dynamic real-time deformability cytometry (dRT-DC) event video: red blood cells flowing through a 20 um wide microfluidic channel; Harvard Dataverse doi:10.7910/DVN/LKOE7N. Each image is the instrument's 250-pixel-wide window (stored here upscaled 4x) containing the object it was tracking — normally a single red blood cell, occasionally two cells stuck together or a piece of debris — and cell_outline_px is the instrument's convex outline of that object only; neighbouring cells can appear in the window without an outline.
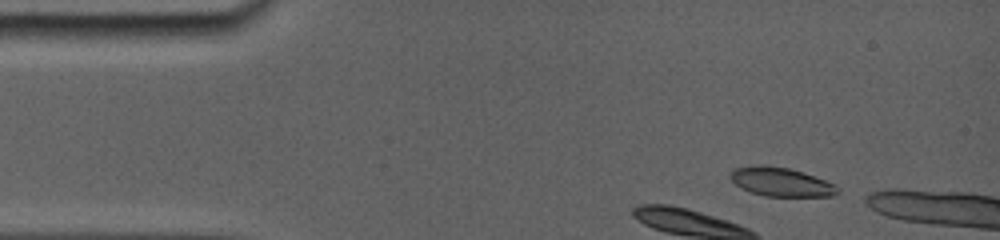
{"species": "common noctule bat (a hibernating species)", "species_latin": "Nyctalus noctula", "temperature_condition": "room temperature", "stored_images_in_passage": 8, "camera_frame_rate_fps": 5000, "um_per_image_px": 0.085, "animal": {"sex": "female", "body_mass_g": 19.0, "forearm_length_mm": 56.7}, "frame": {"image": 1, "passage_image": 2, "time_ms": 0.2, "image_size_px": [1000, 240], "cell_outline_px": [[840, 192], [836, 196], [764, 196], [752, 192], [736, 184], [728, 176], [736, 168], [788, 168], [824, 180], [832, 184]], "centroid_in_image_um": [66.44, 15.53], "position_along_channel_um": 18.6, "area_um2": 16.82}}